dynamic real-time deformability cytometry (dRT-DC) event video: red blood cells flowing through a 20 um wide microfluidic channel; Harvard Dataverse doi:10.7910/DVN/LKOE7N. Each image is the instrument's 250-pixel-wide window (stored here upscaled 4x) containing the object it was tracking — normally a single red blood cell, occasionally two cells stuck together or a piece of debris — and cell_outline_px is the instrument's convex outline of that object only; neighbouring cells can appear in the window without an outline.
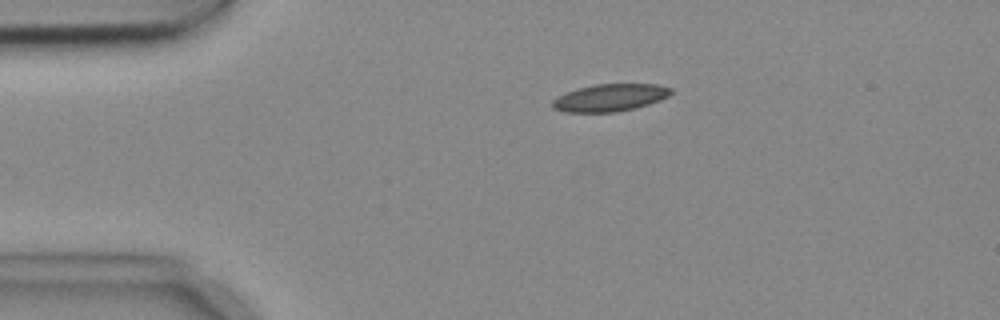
{"species": "common noctule bat (a hibernating species)", "species_latin": "Nyctalus noctula", "temperature_condition": "cold", "stored_images_in_passage": 4, "camera_frame_rate_fps": 3000, "um_per_image_px": 0.085, "animal": {"sex": "female", "body_mass_g": 18.4}, "frame": {"image": 1, "passage_image": 3, "time_ms": 0.667, "image_size_px": [1000, 320], "cell_outline_px": [[672, 92], [668, 96], [660, 100], [636, 108], [616, 112], [564, 112], [552, 108], [552, 100], [556, 96], [564, 92], [596, 84], [656, 84], [672, 88]], "centroid_in_image_um": [51.82, 8.3], "position_along_channel_um": 33.2, "area_um2": 18.96}}